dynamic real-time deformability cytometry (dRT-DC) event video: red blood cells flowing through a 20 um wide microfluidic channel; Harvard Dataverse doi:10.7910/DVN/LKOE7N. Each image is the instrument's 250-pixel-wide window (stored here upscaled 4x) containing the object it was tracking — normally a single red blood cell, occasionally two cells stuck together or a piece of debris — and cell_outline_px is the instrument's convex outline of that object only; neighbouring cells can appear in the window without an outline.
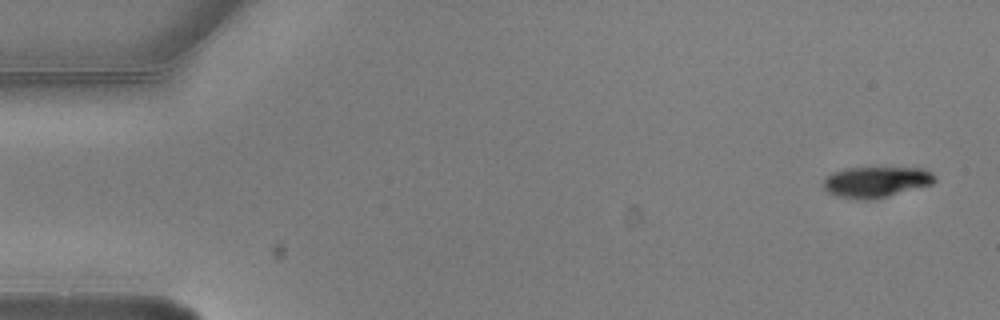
{"species": "common noctule bat (a hibernating species)", "species_latin": "Nyctalus noctula", "temperature_condition": "warm", "stored_images_in_passage": 4, "camera_frame_rate_fps": 3000, "um_per_image_px": 0.085, "animal": {"sex": "male", "body_mass_g": 20.5, "forearm_length_mm": 52.5}, "frame": {"image": 1, "passage_image": 1, "time_ms": 0.0, "image_size_px": [1000, 320], "cell_outline_px": [[936, 180], [932, 184], [876, 200], [856, 200], [836, 196], [828, 192], [824, 188], [824, 180], [832, 172], [844, 168], [920, 168], [932, 172], [936, 176]], "centroid_in_image_um": [74.47, 15.48], "position_along_channel_um": 10.5, "area_um2": 20.23}}
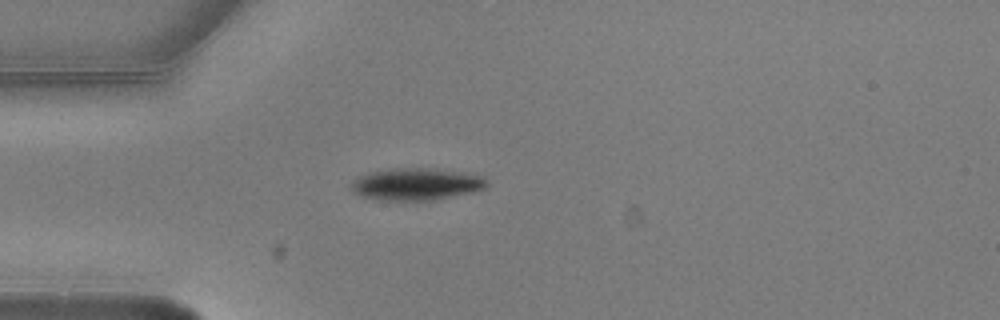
{"frame": {"image": 2, "passage_image": 4, "time_ms": 1.0, "image_size_px": [1000, 320], "cell_outline_px": [[488, 184], [484, 188], [476, 192], [436, 200], [376, 200], [352, 192], [348, 188], [352, 180], [356, 176], [368, 172], [392, 168], [428, 168], [484, 176], [488, 180]], "centroid_in_image_um": [35.34, 15.66], "position_along_channel_um": 49.7, "area_um2": 25.72}}